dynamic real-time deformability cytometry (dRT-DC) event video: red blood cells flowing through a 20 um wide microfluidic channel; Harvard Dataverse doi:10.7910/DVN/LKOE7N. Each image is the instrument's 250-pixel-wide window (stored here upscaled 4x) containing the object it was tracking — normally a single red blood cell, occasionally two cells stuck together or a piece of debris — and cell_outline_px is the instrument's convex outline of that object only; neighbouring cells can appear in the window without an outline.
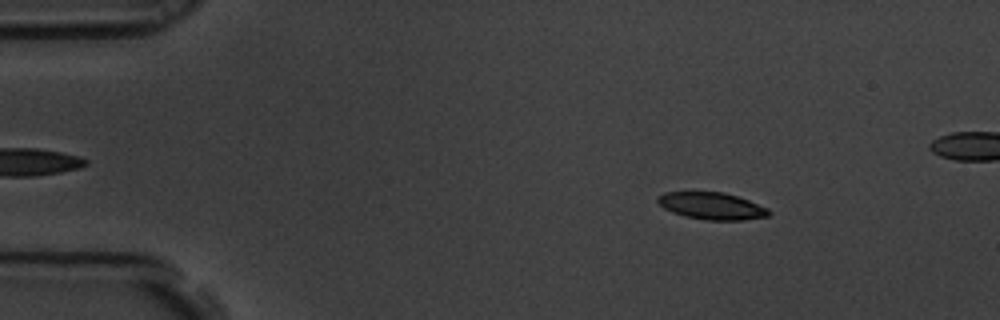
{"species": "common noctule bat (a hibernating species)", "species_latin": "Nyctalus noctula", "temperature_condition": "room temperature", "stored_images_in_passage": 60, "camera_frame_rate_fps": 3000, "um_per_image_px": 0.085, "animal": {"sex": "male", "body_mass_g": 19.5, "forearm_length_mm": 54.6}, "frame": {"image": 1, "passage_image": 9, "time_ms": 2.667, "image_size_px": [1000, 320], "cell_outline_px": [[772, 212], [768, 216], [744, 220], [704, 220], [684, 216], [672, 212], [664, 208], [656, 200], [656, 196], [664, 192], [724, 192], [748, 200], [768, 208]], "centroid_in_image_um": [60.49, 17.51], "position_along_channel_um": 24.5, "area_um2": 17.57}}
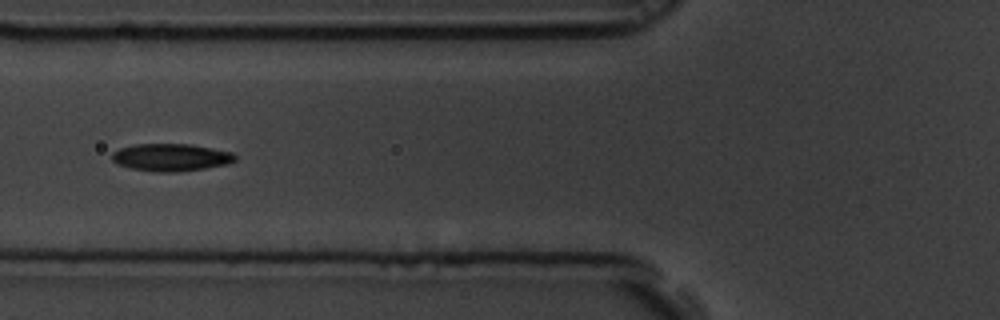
{"frame": {"image": 2, "passage_image": 23, "time_ms": 7.333, "image_size_px": [1000, 320], "cell_outline_px": [[236, 160], [228, 164], [204, 168], [176, 172], [156, 172], [132, 168], [116, 164], [112, 160], [112, 152], [120, 148], [136, 144], [188, 144], [212, 148], [232, 152], [236, 156]], "centroid_in_image_um": [14.52, 13.37], "position_along_channel_um": 111.3, "area_um2": 19.65}}
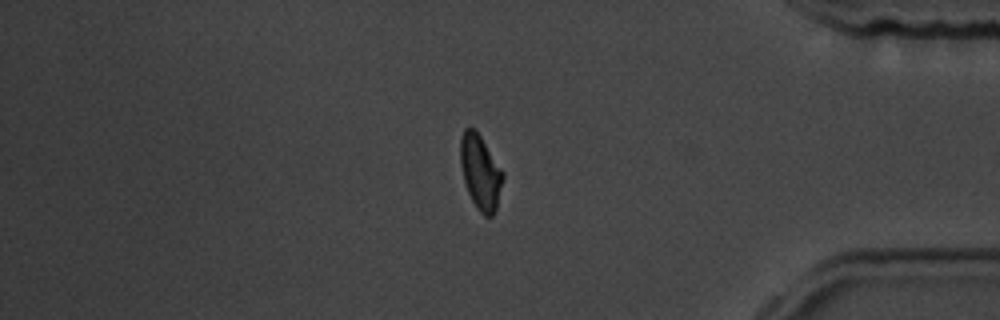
{"frame": {"image": 3, "passage_image": 50, "time_ms": 16.333, "image_size_px": [1000, 320], "cell_outline_px": [[504, 176], [496, 212], [492, 216], [484, 216], [476, 208], [468, 192], [464, 180], [460, 164], [460, 140], [464, 128], [472, 128], [480, 136], [504, 172]], "centroid_in_image_um": [40.84, 14.67], "position_along_channel_um": 394.4, "area_um2": 18.44}, "authors_computed_cell_mechanics": {"area_um2": 18.4671, "velocity_mm_per_s": 3.4544, "shape_relaxation_time_tau1_ms": 5.6268, "shape_relaxation_time_tau2_ms": 3.3261, "deformation_change_tau1": 0.1483, "deformation_change_tau2": 0.0827}}